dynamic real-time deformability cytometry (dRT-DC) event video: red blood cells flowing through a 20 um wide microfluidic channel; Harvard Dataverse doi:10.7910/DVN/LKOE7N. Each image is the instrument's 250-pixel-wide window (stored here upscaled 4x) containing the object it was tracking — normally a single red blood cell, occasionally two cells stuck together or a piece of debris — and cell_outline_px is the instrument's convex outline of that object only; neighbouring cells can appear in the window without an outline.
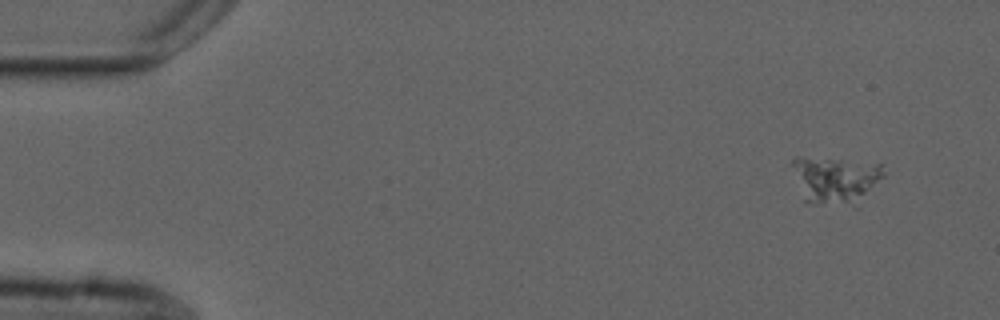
{"species": "common noctule bat (a hibernating species)", "species_latin": "Nyctalus noctula", "temperature_condition": "cold", "stored_images_in_passage": 52, "camera_frame_rate_fps": 3000, "um_per_image_px": 0.085, "animal": {"sex": "male", "forearm_length_mm": 52.5}, "frame": {"image": 1, "passage_image": 1, "time_ms": 0.0, "image_size_px": [1000, 320], "cell_outline_px": [[884, 176], [856, 208], [804, 204], [792, 164], [792, 160], [796, 156], [844, 160], [880, 164], [884, 172]], "centroid_in_image_um": [71.01, 15.37], "position_along_channel_um": 14.0, "area_um2": 25.84}}
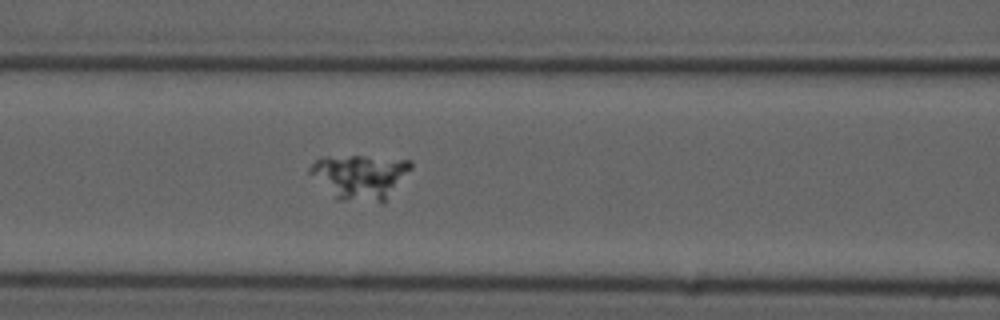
{"frame": {"image": 2, "passage_image": 20, "time_ms": 6.333, "image_size_px": [1000, 320], "cell_outline_px": [[412, 168], [384, 204], [380, 204], [336, 200], [308, 172], [308, 168], [320, 156], [360, 156], [412, 160]], "centroid_in_image_um": [30.6, 15.05], "position_along_channel_um": 136.0, "area_um2": 26.88}}
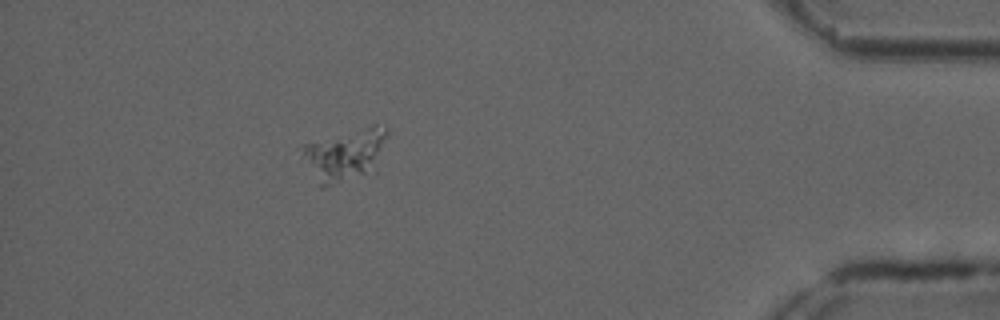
{"frame": {"image": 3, "passage_image": 46, "time_ms": 15.0, "image_size_px": [1000, 320], "cell_outline_px": [[388, 132], [368, 168], [364, 172], [324, 188], [320, 188], [300, 144], [376, 124], [384, 128]], "centroid_in_image_um": [29.19, 13.1], "position_along_channel_um": 406.0, "area_um2": 23.41}}